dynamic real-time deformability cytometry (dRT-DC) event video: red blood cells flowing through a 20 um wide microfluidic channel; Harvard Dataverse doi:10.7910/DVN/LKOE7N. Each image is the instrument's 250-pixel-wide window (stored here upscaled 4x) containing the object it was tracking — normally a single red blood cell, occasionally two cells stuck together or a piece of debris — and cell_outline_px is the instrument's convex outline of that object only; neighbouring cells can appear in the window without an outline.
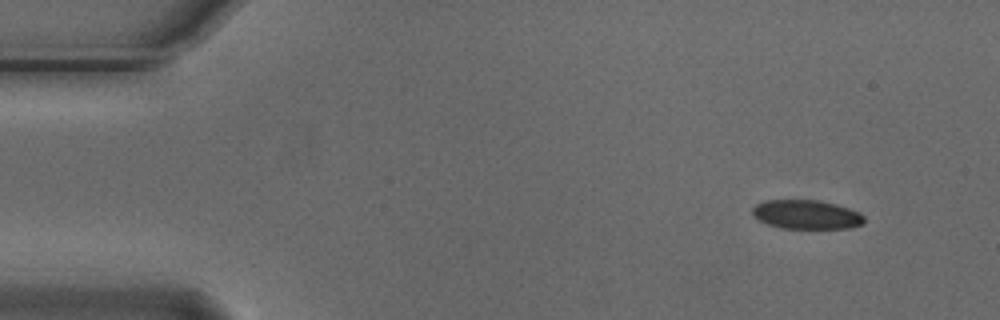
{"species": "Egyptian fruit bat (a non-hibernating species)", "species_latin": "Rousettus aegyptiacus", "temperature_condition": "cold", "stored_images_in_passage": 4, "camera_frame_rate_fps": 3000, "um_per_image_px": 0.085, "animal": {"sex": "male"}, "frame": {"image": 1, "passage_image": 1, "time_ms": 0.0, "image_size_px": [1000, 320], "cell_outline_px": [[864, 224], [852, 228], [780, 228], [768, 224], [760, 220], [752, 212], [752, 208], [756, 204], [764, 200], [820, 200], [836, 204], [860, 212], [864, 216]], "centroid_in_image_um": [68.58, 18.23], "position_along_channel_um": 16.4, "area_um2": 18.96}}
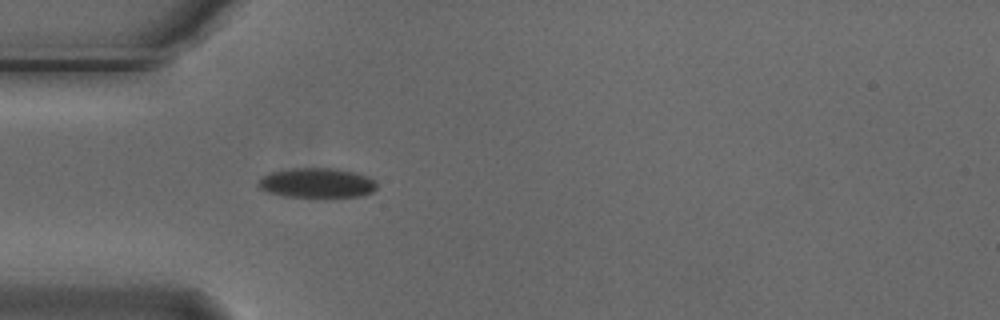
{"frame": {"image": 2, "passage_image": 4, "time_ms": 1.0, "image_size_px": [1000, 320], "cell_outline_px": [[376, 188], [372, 192], [364, 196], [324, 200], [280, 196], [268, 192], [260, 188], [256, 184], [264, 176], [272, 172], [292, 168], [336, 168], [368, 176], [376, 180]], "centroid_in_image_um": [26.98, 15.61], "position_along_channel_um": 58.0, "area_um2": 21.56}}